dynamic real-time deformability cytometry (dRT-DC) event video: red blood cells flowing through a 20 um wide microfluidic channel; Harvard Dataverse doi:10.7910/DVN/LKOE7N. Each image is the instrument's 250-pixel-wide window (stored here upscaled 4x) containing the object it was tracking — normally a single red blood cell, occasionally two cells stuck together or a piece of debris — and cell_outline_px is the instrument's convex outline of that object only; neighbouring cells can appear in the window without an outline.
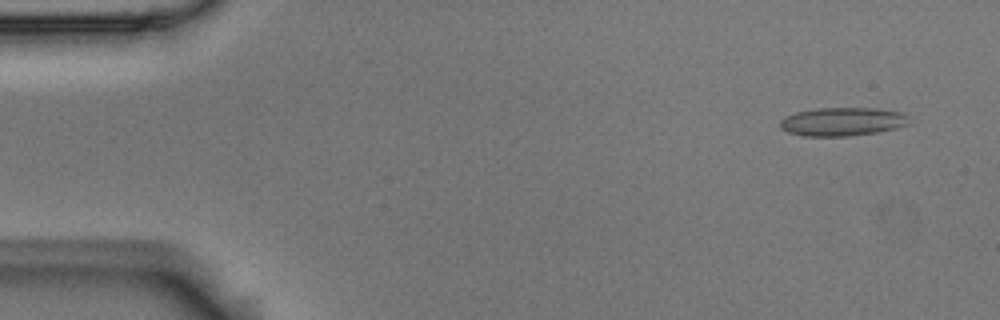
{"species": "Egyptian fruit bat (a non-hibernating species)", "species_latin": "Rousettus aegyptiacus", "temperature_condition": "room temperature", "stored_images_in_passage": 55, "camera_frame_rate_fps": 3000, "um_per_image_px": 0.085, "animal": {"sex": "male"}, "frame": {"image": 1, "passage_image": 4, "time_ms": 1.0, "image_size_px": [1000, 320], "cell_outline_px": [[912, 124], [896, 128], [876, 132], [848, 136], [804, 136], [788, 132], [780, 128], [780, 120], [784, 116], [796, 112], [816, 108], [880, 108], [904, 112], [908, 116]], "centroid_in_image_um": [71.65, 10.33], "position_along_channel_um": 13.4, "area_um2": 21.73}}
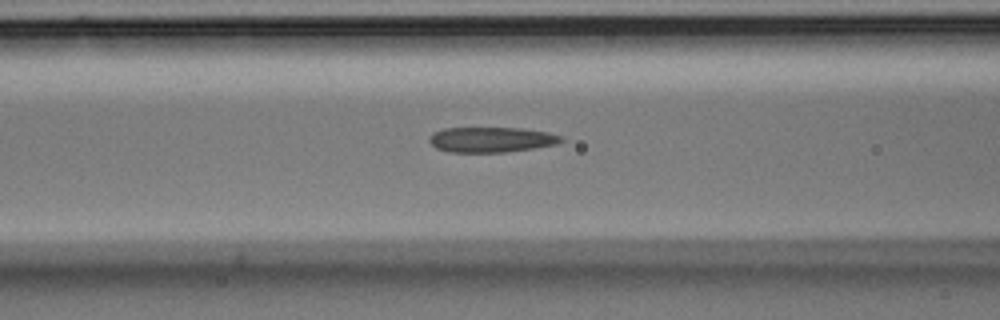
{"frame": {"image": 2, "passage_image": 22, "time_ms": 7.0, "image_size_px": [1000, 320], "cell_outline_px": [[564, 140], [556, 144], [532, 148], [504, 152], [448, 152], [436, 148], [428, 140], [428, 136], [432, 132], [444, 128], [524, 128], [548, 132], [564, 136]], "centroid_in_image_um": [41.75, 11.86], "position_along_channel_um": 124.9, "area_um2": 19.54}}
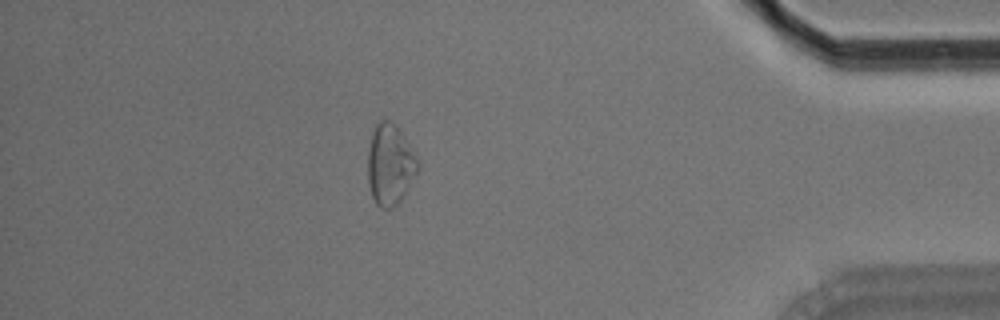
{"frame": {"image": 3, "passage_image": 48, "time_ms": 15.667, "image_size_px": [1000, 320], "cell_outline_px": [[420, 168], [400, 200], [392, 208], [380, 208], [376, 204], [372, 196], [368, 184], [368, 148], [372, 132], [376, 124], [380, 120], [388, 120], [396, 124], [400, 128], [416, 156], [420, 164]], "centroid_in_image_um": [33.15, 13.96], "position_along_channel_um": 402.0, "area_um2": 23.7}, "authors_computed_cell_mechanics": {"area_um2": 20.4612, "velocity_mm_per_s": 3.6755, "shape_relaxation_time_tau1_ms": null, "shape_relaxation_time_tau2_ms": 6.669, "deformation_change_tau1": null, "deformation_change_tau2": 0.1771}}